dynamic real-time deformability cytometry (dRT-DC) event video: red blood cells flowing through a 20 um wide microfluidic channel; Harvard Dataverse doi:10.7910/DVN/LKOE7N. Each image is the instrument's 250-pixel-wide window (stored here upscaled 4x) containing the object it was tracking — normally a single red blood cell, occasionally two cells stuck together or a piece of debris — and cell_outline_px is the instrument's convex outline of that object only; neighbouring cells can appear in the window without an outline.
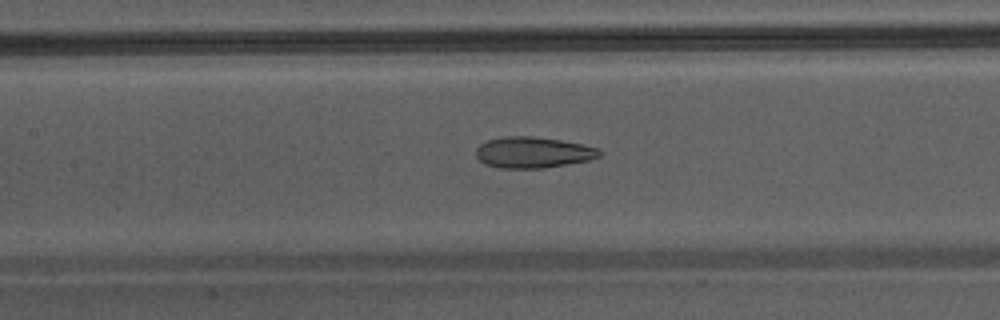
{"species": "Egyptian fruit bat (a non-hibernating species)", "species_latin": "Rousettus aegyptiacus", "temperature_condition": "warm", "stored_images_in_passage": 48, "camera_frame_rate_fps": 3000, "um_per_image_px": 0.085, "animal": {"sex": "male"}, "frame": {"image": 1, "passage_image": 24, "time_ms": 7.667, "image_size_px": [1000, 320], "cell_outline_px": [[604, 152], [600, 156], [592, 160], [544, 168], [500, 168], [484, 164], [476, 156], [476, 148], [480, 144], [488, 140], [504, 136], [532, 136], [560, 140], [600, 148]], "centroid_in_image_um": [45.34, 12.96], "position_along_channel_um": 162.1, "area_um2": 22.54}}
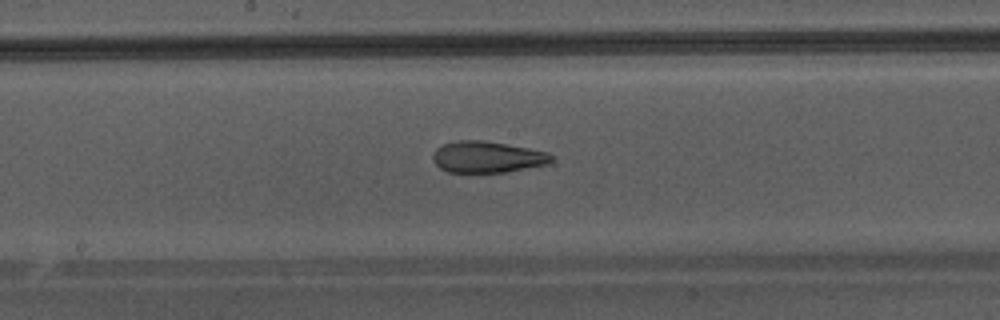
{"frame": {"image": 2, "passage_image": 27, "time_ms": 8.667, "image_size_px": [1000, 320], "cell_outline_px": [[552, 160], [544, 164], [504, 172], [448, 172], [440, 168], [432, 160], [432, 152], [436, 148], [444, 144], [456, 140], [484, 140], [528, 148], [548, 152], [552, 156]], "centroid_in_image_um": [41.34, 13.33], "position_along_channel_um": 206.9, "area_um2": 21.5}}
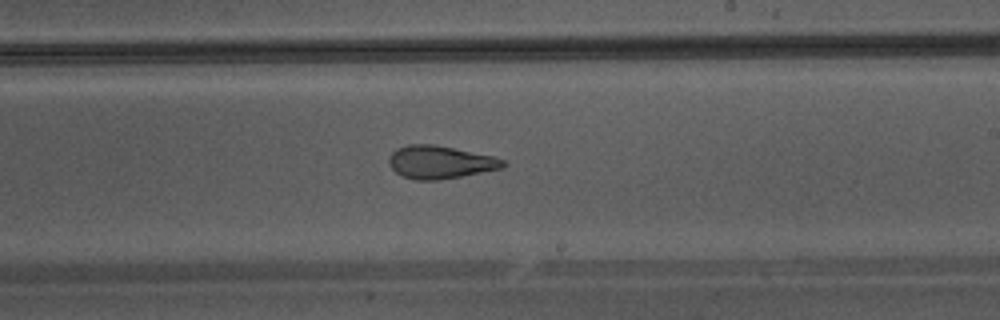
{"frame": {"image": 3, "passage_image": 30, "time_ms": 9.667, "image_size_px": [1000, 320], "cell_outline_px": [[508, 164], [504, 168], [460, 176], [436, 180], [416, 180], [400, 176], [388, 164], [388, 160], [392, 152], [396, 148], [408, 144], [432, 144], [492, 156], [504, 160]], "centroid_in_image_um": [37.38, 13.79], "position_along_channel_um": 251.6, "area_um2": 21.79}}